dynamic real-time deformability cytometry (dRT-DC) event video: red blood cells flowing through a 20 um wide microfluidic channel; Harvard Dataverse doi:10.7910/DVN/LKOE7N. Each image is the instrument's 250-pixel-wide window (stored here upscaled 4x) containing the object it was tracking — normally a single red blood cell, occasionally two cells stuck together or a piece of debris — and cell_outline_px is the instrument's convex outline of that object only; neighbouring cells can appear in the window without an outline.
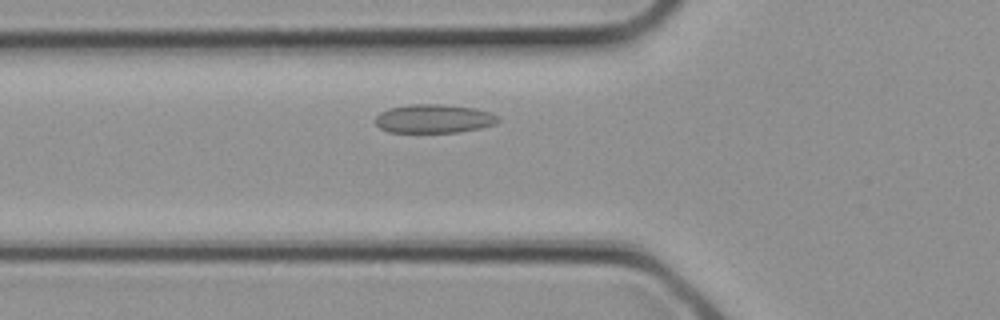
{"species": "common noctule bat (a hibernating species)", "species_latin": "Nyctalus noctula", "temperature_condition": "cold", "stored_images_in_passage": 3, "camera_frame_rate_fps": 3000, "um_per_image_px": 0.085, "animal": {"sex": "female", "body_mass_g": 21.9}, "frame": {"image": 1, "passage_image": 3, "time_ms": 0.667, "image_size_px": [1000, 320], "cell_outline_px": [[500, 120], [496, 124], [480, 128], [460, 132], [388, 132], [380, 128], [376, 124], [376, 116], [380, 112], [388, 108], [408, 104], [448, 104], [476, 108], [500, 116]], "centroid_in_image_um": [36.9, 10.08], "position_along_channel_um": 88.9, "area_um2": 20.81}}